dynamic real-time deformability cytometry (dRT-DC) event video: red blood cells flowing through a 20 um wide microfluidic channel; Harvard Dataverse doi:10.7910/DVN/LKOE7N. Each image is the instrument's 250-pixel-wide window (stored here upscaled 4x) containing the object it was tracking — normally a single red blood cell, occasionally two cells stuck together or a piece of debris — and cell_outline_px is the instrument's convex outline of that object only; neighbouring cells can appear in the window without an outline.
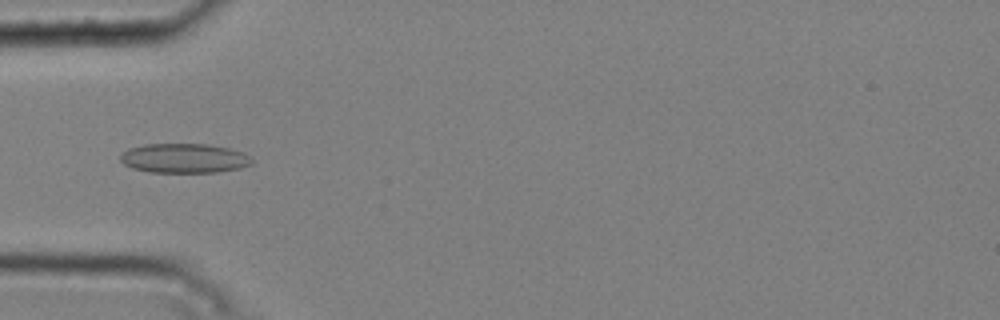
{"species": "common noctule bat (a hibernating species)", "species_latin": "Nyctalus noctula", "temperature_condition": "cold", "stored_images_in_passage": 7, "camera_frame_rate_fps": 3000, "um_per_image_px": 0.085, "animal": {"sex": "male", "body_mass_g": 20.4}, "frame": {"image": 1, "passage_image": 5, "time_ms": 1.333, "image_size_px": [1000, 320], "cell_outline_px": [[252, 164], [240, 168], [216, 172], [148, 172], [132, 168], [124, 164], [120, 160], [120, 156], [128, 148], [144, 144], [208, 144], [228, 148], [244, 152], [252, 156]], "centroid_in_image_um": [15.67, 13.45], "position_along_channel_um": 69.3, "area_um2": 22.72}}
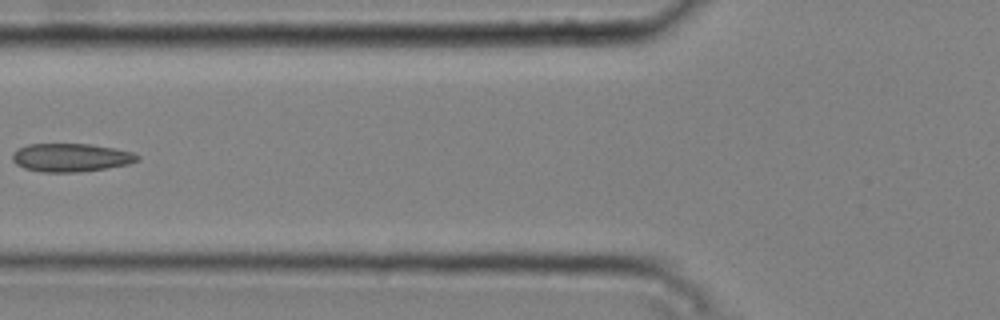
{"frame": {"image": 2, "passage_image": 6, "time_ms": 1.667, "image_size_px": [1000, 320], "cell_outline_px": [[140, 160], [128, 164], [108, 168], [80, 172], [40, 172], [24, 168], [16, 164], [12, 160], [12, 152], [16, 148], [28, 144], [92, 144], [116, 148], [132, 152], [140, 156]], "centroid_in_image_um": [6.02, 13.39], "position_along_channel_um": 119.8, "area_um2": 20.92}}
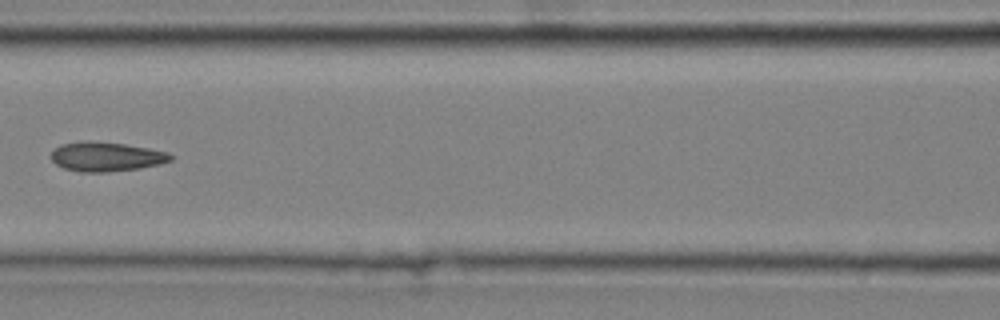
{"frame": {"image": 3, "passage_image": 7, "time_ms": 2.0, "image_size_px": [1000, 320], "cell_outline_px": [[172, 160], [160, 164], [140, 168], [108, 172], [80, 172], [64, 168], [56, 164], [52, 160], [52, 152], [60, 144], [84, 140], [88, 140], [124, 144], [148, 148], [168, 152], [172, 156]], "centroid_in_image_um": [9.02, 13.31], "position_along_channel_um": 157.6, "area_um2": 20.46}}